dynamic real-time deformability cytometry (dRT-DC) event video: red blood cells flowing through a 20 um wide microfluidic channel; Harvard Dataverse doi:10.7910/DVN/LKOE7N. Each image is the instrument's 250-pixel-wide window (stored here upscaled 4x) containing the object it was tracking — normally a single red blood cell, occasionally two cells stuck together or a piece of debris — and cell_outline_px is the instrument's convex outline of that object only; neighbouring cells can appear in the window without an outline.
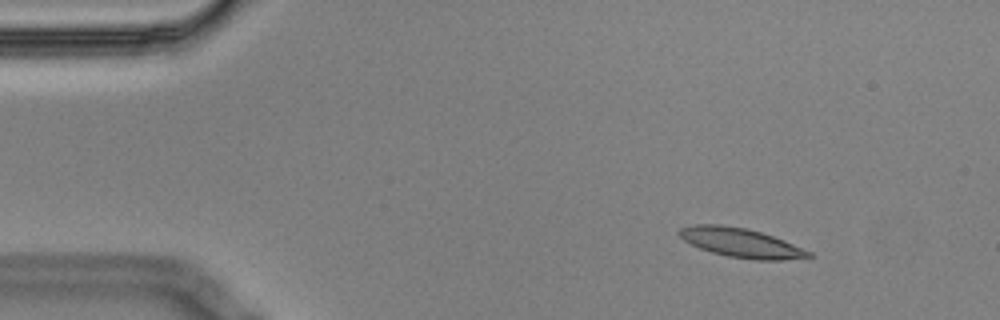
{"species": "Egyptian fruit bat (a non-hibernating species)", "species_latin": "Rousettus aegyptiacus", "temperature_condition": "cold", "stored_images_in_passage": 5, "camera_frame_rate_fps": 3000, "um_per_image_px": 0.085, "animal": {"sex": "male"}, "frame": {"image": 1, "passage_image": 2, "time_ms": 0.333, "image_size_px": [1000, 320], "cell_outline_px": [[816, 256], [784, 260], [752, 260], [728, 256], [712, 252], [700, 248], [684, 240], [676, 232], [680, 228], [696, 224], [720, 224], [748, 228], [784, 240], [812, 252]], "centroid_in_image_um": [63.0, 20.63], "position_along_channel_um": 22.0, "area_um2": 22.08}}
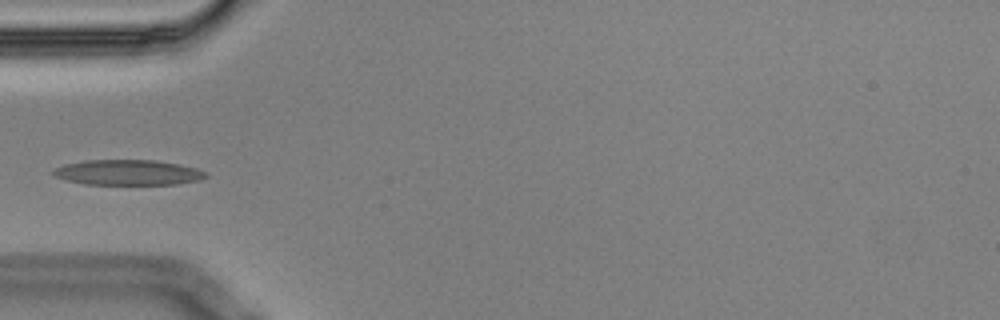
{"frame": {"image": 2, "passage_image": 5, "time_ms": 1.333, "image_size_px": [1000, 320], "cell_outline_px": [[208, 176], [200, 180], [176, 184], [84, 184], [64, 180], [56, 176], [52, 172], [56, 168], [64, 164], [84, 160], [156, 160], [180, 164], [196, 168], [204, 172]], "centroid_in_image_um": [10.87, 14.65], "position_along_channel_um": 74.1, "area_um2": 22.48}}